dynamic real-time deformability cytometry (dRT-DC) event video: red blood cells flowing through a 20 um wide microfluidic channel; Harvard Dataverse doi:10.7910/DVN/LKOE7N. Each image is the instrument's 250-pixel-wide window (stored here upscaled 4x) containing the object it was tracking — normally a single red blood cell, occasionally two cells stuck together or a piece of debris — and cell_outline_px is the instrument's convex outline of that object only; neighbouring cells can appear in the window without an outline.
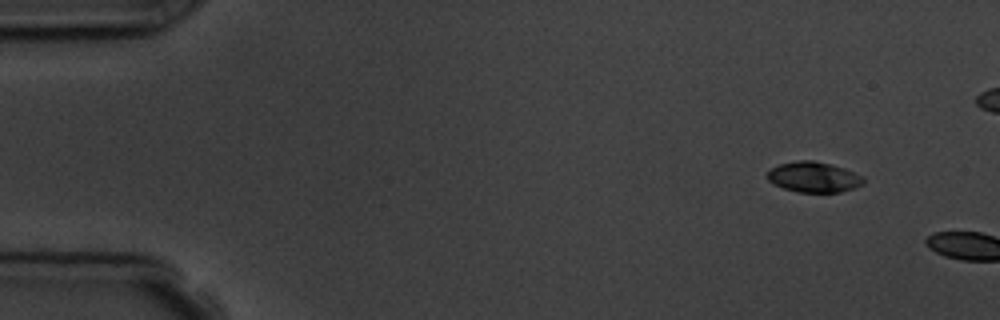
{"species": "common noctule bat (a hibernating species)", "species_latin": "Nyctalus noctula", "temperature_condition": "room temperature", "stored_images_in_passage": 2, "camera_frame_rate_fps": 3000, "um_per_image_px": 0.085, "animal": {"sex": "male", "body_mass_g": 19.5, "forearm_length_mm": 54.6}, "frame": {"image": 1, "passage_image": 1, "time_ms": 0.0, "image_size_px": [1000, 320], "cell_outline_px": [[864, 184], [856, 188], [840, 192], [800, 192], [784, 188], [768, 180], [768, 172], [772, 168], [780, 164], [800, 160], [812, 160], [832, 164], [844, 168], [864, 176]], "centroid_in_image_um": [69.23, 15.05], "position_along_channel_um": 15.8, "area_um2": 16.99}}